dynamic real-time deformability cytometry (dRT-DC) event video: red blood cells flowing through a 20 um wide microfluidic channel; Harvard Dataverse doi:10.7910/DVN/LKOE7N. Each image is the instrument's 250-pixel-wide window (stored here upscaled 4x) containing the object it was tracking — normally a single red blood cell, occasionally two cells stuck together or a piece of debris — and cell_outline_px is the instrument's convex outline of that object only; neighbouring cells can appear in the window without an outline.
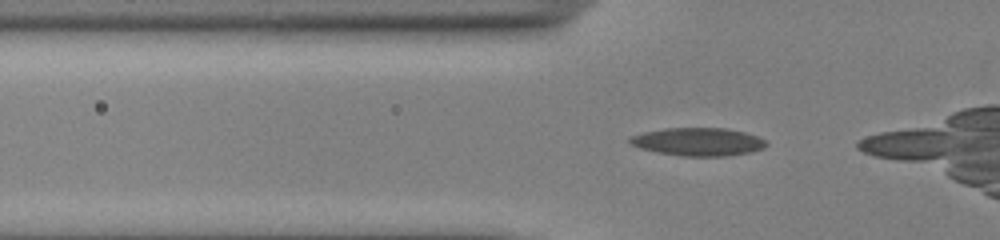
{"species": "common noctule bat (a hibernating species)", "species_latin": "Nyctalus noctula", "temperature_condition": "cold", "stored_images_in_passage": 9, "camera_frame_rate_fps": 3000, "um_per_image_px": 0.085, "animal": {"sex": "male", "body_mass_g": 13.0, "forearm_length_mm": 53.1}, "frame": {"image": 1, "passage_image": 3, "time_ms": 0.667, "image_size_px": [1000, 240], "cell_outline_px": [[768, 144], [764, 148], [752, 152], [728, 156], [680, 156], [656, 152], [640, 148], [632, 144], [628, 140], [628, 136], [644, 132], [664, 128], [728, 128], [760, 136]], "centroid_in_image_um": [59.36, 12.05], "position_along_channel_um": 66.4, "area_um2": 22.54}}
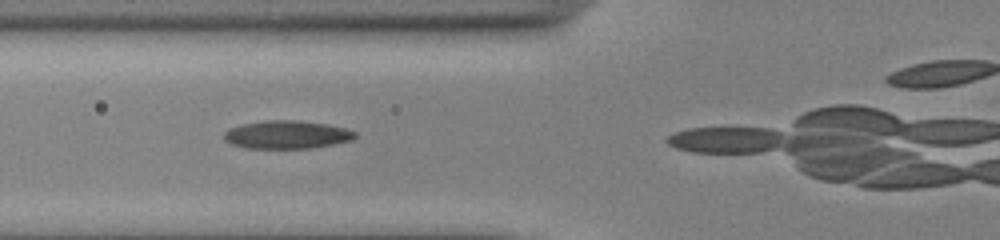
{"frame": {"image": 2, "passage_image": 6, "time_ms": 1.667, "image_size_px": [1000, 240], "cell_outline_px": [[356, 136], [352, 140], [312, 148], [244, 148], [232, 144], [224, 140], [224, 132], [228, 128], [240, 124], [264, 120], [296, 120], [328, 124], [344, 128], [356, 132]], "centroid_in_image_um": [24.34, 11.44], "position_along_channel_um": 101.5, "area_um2": 21.56}}